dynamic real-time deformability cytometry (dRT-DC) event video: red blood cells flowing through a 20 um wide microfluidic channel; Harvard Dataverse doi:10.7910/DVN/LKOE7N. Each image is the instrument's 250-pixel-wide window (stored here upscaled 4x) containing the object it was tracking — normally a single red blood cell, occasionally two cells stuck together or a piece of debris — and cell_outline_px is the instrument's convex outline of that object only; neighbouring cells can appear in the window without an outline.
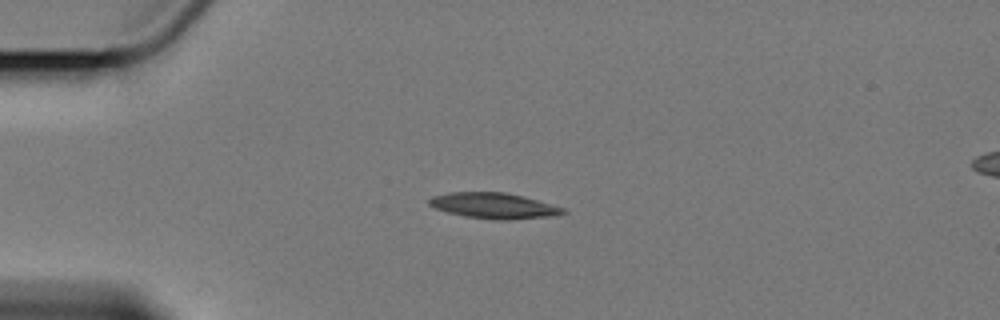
{"species": "Egyptian fruit bat (a non-hibernating species)", "species_latin": "Rousettus aegyptiacus", "temperature_condition": "cold", "stored_images_in_passage": 2, "camera_frame_rate_fps": 3000, "um_per_image_px": 0.085, "animal": {"sex": "female"}, "frame": {"image": 1, "passage_image": 1, "time_ms": 0.0, "image_size_px": [1000, 320], "cell_outline_px": [[568, 212], [560, 216], [508, 220], [492, 220], [464, 216], [448, 212], [436, 208], [428, 204], [428, 200], [432, 196], [448, 192], [504, 192], [524, 196], [564, 208]], "centroid_in_image_um": [42.02, 17.49], "position_along_channel_um": 43.0, "area_um2": 20.35}}